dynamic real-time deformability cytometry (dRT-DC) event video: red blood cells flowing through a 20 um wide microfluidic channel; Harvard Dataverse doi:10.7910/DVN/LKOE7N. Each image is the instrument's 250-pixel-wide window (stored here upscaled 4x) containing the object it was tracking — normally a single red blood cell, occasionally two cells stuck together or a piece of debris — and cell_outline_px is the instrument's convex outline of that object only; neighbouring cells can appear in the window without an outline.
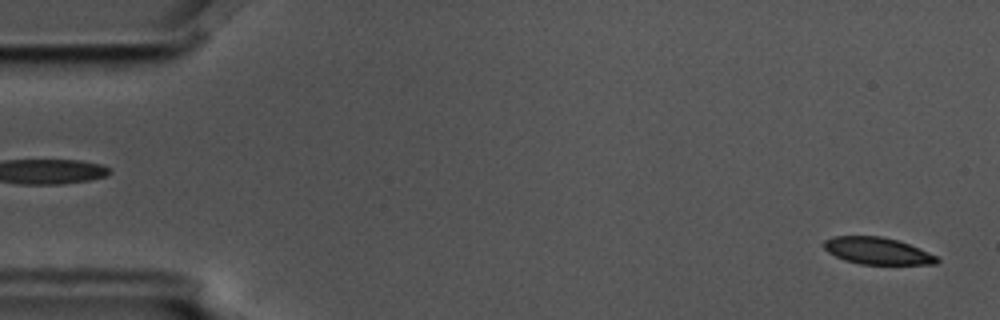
{"species": "common noctule bat (a hibernating species)", "species_latin": "Nyctalus noctula", "temperature_condition": "cold", "stored_images_in_passage": 17, "camera_frame_rate_fps": 3000, "um_per_image_px": 0.085, "animal": {"sex": "male", "body_mass_g": 17.5, "forearm_length_mm": 52.3}, "frame": {"image": 1, "passage_image": 2, "time_ms": 0.333, "image_size_px": [1000, 320], "cell_outline_px": [[940, 260], [936, 264], [860, 264], [844, 260], [828, 252], [824, 248], [824, 240], [832, 236], [880, 236], [896, 240], [920, 248], [936, 256]], "centroid_in_image_um": [74.56, 21.32], "position_along_channel_um": 10.4, "area_um2": 17.63}}
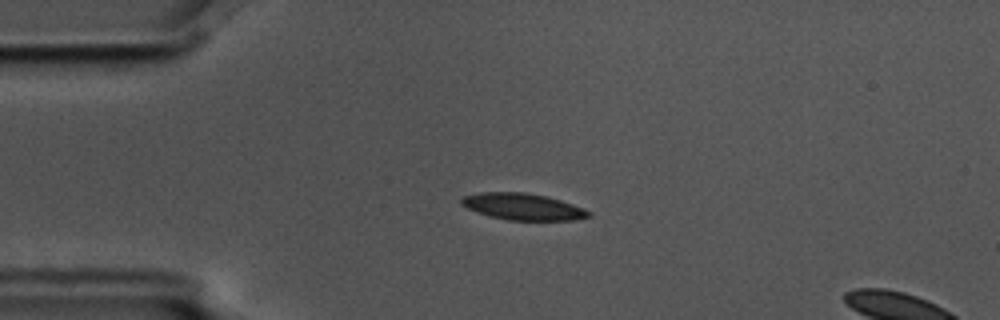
{"frame": {"image": 2, "passage_image": 13, "time_ms": 4.0, "image_size_px": [1000, 320], "cell_outline_px": [[592, 216], [576, 220], [508, 220], [488, 216], [468, 208], [460, 204], [460, 200], [464, 196], [480, 192], [528, 192], [548, 196], [584, 208], [592, 212]], "centroid_in_image_um": [44.47, 17.56], "position_along_channel_um": 40.5, "area_um2": 19.88}}